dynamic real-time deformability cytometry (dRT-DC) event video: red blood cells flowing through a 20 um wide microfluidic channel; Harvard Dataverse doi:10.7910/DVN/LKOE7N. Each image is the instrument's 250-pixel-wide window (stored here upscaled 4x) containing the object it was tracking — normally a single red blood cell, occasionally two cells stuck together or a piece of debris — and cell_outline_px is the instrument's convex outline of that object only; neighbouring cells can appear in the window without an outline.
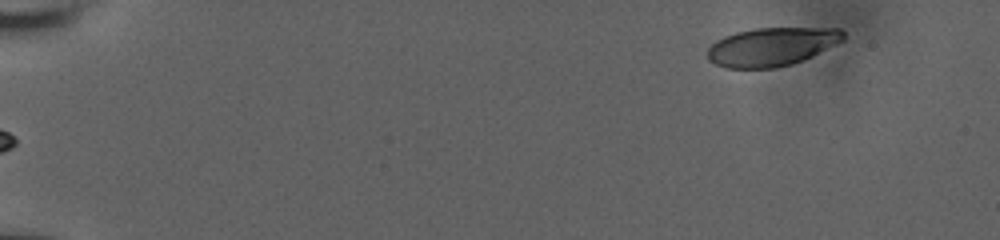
{"species": "human", "species_latin": "Homo sapiens", "temperature_condition": "room temperature", "stored_images_in_passage": 45, "camera_frame_rate_fps": 3000, "um_per_image_px": 0.085, "donor": {"sex": "male"}, "frame": {"image": 1, "passage_image": 1, "time_ms": 0.0, "image_size_px": [1000, 240], "cell_outline_px": [[844, 40], [812, 56], [792, 64], [772, 68], [724, 68], [708, 60], [708, 48], [716, 40], [724, 36], [736, 32], [756, 28], [840, 28], [844, 32]], "centroid_in_image_um": [65.59, 3.97], "position_along_channel_um": 19.4, "area_um2": 30.4}}
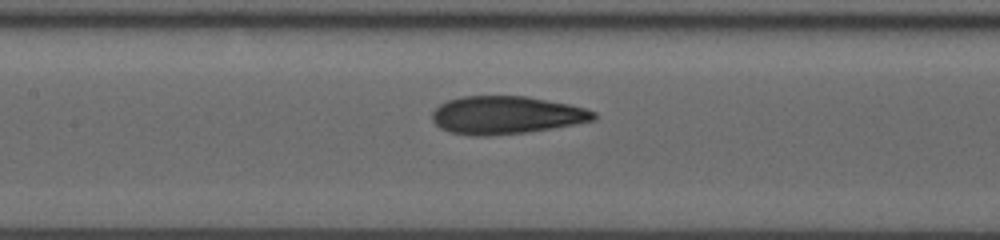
{"frame": {"image": 2, "passage_image": 23, "time_ms": 7.333, "image_size_px": [1000, 240], "cell_outline_px": [[596, 120], [552, 128], [524, 132], [488, 136], [472, 136], [452, 132], [440, 128], [432, 120], [432, 112], [440, 104], [448, 100], [460, 96], [528, 96], [568, 104], [584, 108], [596, 112]], "centroid_in_image_um": [43.01, 9.78], "position_along_channel_um": 164.4, "area_um2": 35.6}}
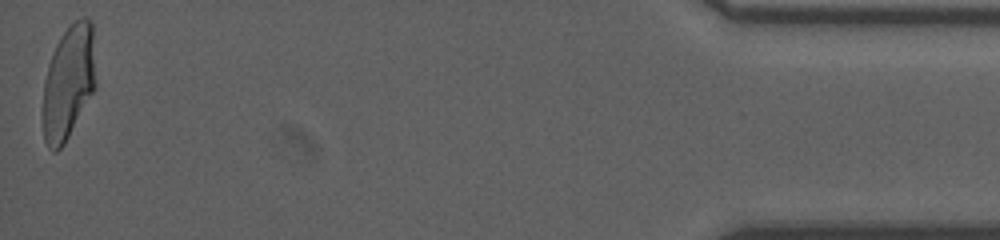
{"frame": {"image": 3, "passage_image": 45, "time_ms": 14.667, "image_size_px": [1000, 240], "cell_outline_px": [[96, 88], [64, 144], [56, 152], [52, 152], [48, 148], [44, 140], [44, 80], [48, 64], [56, 44], [60, 36], [76, 20], [92, 20], [96, 84]], "centroid_in_image_um": [5.83, 7.02], "position_along_channel_um": 429.4, "area_um2": 34.85}, "authors_computed_cell_mechanics": {"area_um2": 35.0268, "velocity_mm_per_s": 3.884, "shape_relaxation_time_tau1_ms": null, "shape_relaxation_time_tau2_ms": 1.311, "deformation_change_tau1": null, "deformation_change_tau2": 0.0728}}